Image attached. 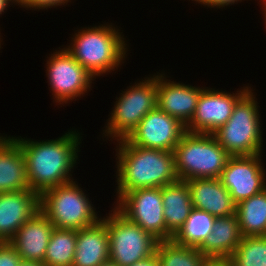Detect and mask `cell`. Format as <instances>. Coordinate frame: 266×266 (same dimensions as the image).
Listing matches in <instances>:
<instances>
[{
    "label": "cell",
    "mask_w": 266,
    "mask_h": 266,
    "mask_svg": "<svg viewBox=\"0 0 266 266\" xmlns=\"http://www.w3.org/2000/svg\"><path fill=\"white\" fill-rule=\"evenodd\" d=\"M262 2V6H263V8H262V10L264 11V16H265V24H266V0H261ZM266 27V26H265Z\"/></svg>",
    "instance_id": "obj_35"
},
{
    "label": "cell",
    "mask_w": 266,
    "mask_h": 266,
    "mask_svg": "<svg viewBox=\"0 0 266 266\" xmlns=\"http://www.w3.org/2000/svg\"><path fill=\"white\" fill-rule=\"evenodd\" d=\"M186 132V125L179 119L156 107L140 121L127 140L142 148L174 151Z\"/></svg>",
    "instance_id": "obj_13"
},
{
    "label": "cell",
    "mask_w": 266,
    "mask_h": 266,
    "mask_svg": "<svg viewBox=\"0 0 266 266\" xmlns=\"http://www.w3.org/2000/svg\"><path fill=\"white\" fill-rule=\"evenodd\" d=\"M103 25L78 30L71 44L65 47L95 79L117 70L127 57V44L122 32L114 25Z\"/></svg>",
    "instance_id": "obj_3"
},
{
    "label": "cell",
    "mask_w": 266,
    "mask_h": 266,
    "mask_svg": "<svg viewBox=\"0 0 266 266\" xmlns=\"http://www.w3.org/2000/svg\"><path fill=\"white\" fill-rule=\"evenodd\" d=\"M70 0H20L19 4L20 7H24L31 10L37 9H48L52 7H57L64 5L69 2Z\"/></svg>",
    "instance_id": "obj_28"
},
{
    "label": "cell",
    "mask_w": 266,
    "mask_h": 266,
    "mask_svg": "<svg viewBox=\"0 0 266 266\" xmlns=\"http://www.w3.org/2000/svg\"><path fill=\"white\" fill-rule=\"evenodd\" d=\"M156 256L158 266H203L208 260L198 248L182 246L172 240L159 241Z\"/></svg>",
    "instance_id": "obj_25"
},
{
    "label": "cell",
    "mask_w": 266,
    "mask_h": 266,
    "mask_svg": "<svg viewBox=\"0 0 266 266\" xmlns=\"http://www.w3.org/2000/svg\"><path fill=\"white\" fill-rule=\"evenodd\" d=\"M98 266H118V265L114 261H112L111 259H108V260L102 262Z\"/></svg>",
    "instance_id": "obj_34"
},
{
    "label": "cell",
    "mask_w": 266,
    "mask_h": 266,
    "mask_svg": "<svg viewBox=\"0 0 266 266\" xmlns=\"http://www.w3.org/2000/svg\"><path fill=\"white\" fill-rule=\"evenodd\" d=\"M250 89L251 87L244 86L237 93L231 94L205 87L198 98L194 116L186 125V131L213 134L228 121L236 103Z\"/></svg>",
    "instance_id": "obj_12"
},
{
    "label": "cell",
    "mask_w": 266,
    "mask_h": 266,
    "mask_svg": "<svg viewBox=\"0 0 266 266\" xmlns=\"http://www.w3.org/2000/svg\"><path fill=\"white\" fill-rule=\"evenodd\" d=\"M108 214L101 219L107 225L109 259L118 266H131L156 253L159 240L151 233L129 221L115 206Z\"/></svg>",
    "instance_id": "obj_8"
},
{
    "label": "cell",
    "mask_w": 266,
    "mask_h": 266,
    "mask_svg": "<svg viewBox=\"0 0 266 266\" xmlns=\"http://www.w3.org/2000/svg\"><path fill=\"white\" fill-rule=\"evenodd\" d=\"M228 259L231 266H266V236L243 237Z\"/></svg>",
    "instance_id": "obj_26"
},
{
    "label": "cell",
    "mask_w": 266,
    "mask_h": 266,
    "mask_svg": "<svg viewBox=\"0 0 266 266\" xmlns=\"http://www.w3.org/2000/svg\"><path fill=\"white\" fill-rule=\"evenodd\" d=\"M262 154L230 156L219 177L235 204L266 188Z\"/></svg>",
    "instance_id": "obj_11"
},
{
    "label": "cell",
    "mask_w": 266,
    "mask_h": 266,
    "mask_svg": "<svg viewBox=\"0 0 266 266\" xmlns=\"http://www.w3.org/2000/svg\"><path fill=\"white\" fill-rule=\"evenodd\" d=\"M81 187L72 180L40 195V211L54 228L78 230L96 224L101 217Z\"/></svg>",
    "instance_id": "obj_5"
},
{
    "label": "cell",
    "mask_w": 266,
    "mask_h": 266,
    "mask_svg": "<svg viewBox=\"0 0 266 266\" xmlns=\"http://www.w3.org/2000/svg\"><path fill=\"white\" fill-rule=\"evenodd\" d=\"M11 3H13L11 0H0V15L5 12L4 10H7Z\"/></svg>",
    "instance_id": "obj_33"
},
{
    "label": "cell",
    "mask_w": 266,
    "mask_h": 266,
    "mask_svg": "<svg viewBox=\"0 0 266 266\" xmlns=\"http://www.w3.org/2000/svg\"><path fill=\"white\" fill-rule=\"evenodd\" d=\"M243 238L236 214L216 217L212 232L198 248L208 259H228Z\"/></svg>",
    "instance_id": "obj_20"
},
{
    "label": "cell",
    "mask_w": 266,
    "mask_h": 266,
    "mask_svg": "<svg viewBox=\"0 0 266 266\" xmlns=\"http://www.w3.org/2000/svg\"><path fill=\"white\" fill-rule=\"evenodd\" d=\"M53 230V224L39 211L16 231L9 243L21 260L43 263Z\"/></svg>",
    "instance_id": "obj_16"
},
{
    "label": "cell",
    "mask_w": 266,
    "mask_h": 266,
    "mask_svg": "<svg viewBox=\"0 0 266 266\" xmlns=\"http://www.w3.org/2000/svg\"><path fill=\"white\" fill-rule=\"evenodd\" d=\"M31 190L26 161L12 137L0 136V193Z\"/></svg>",
    "instance_id": "obj_18"
},
{
    "label": "cell",
    "mask_w": 266,
    "mask_h": 266,
    "mask_svg": "<svg viewBox=\"0 0 266 266\" xmlns=\"http://www.w3.org/2000/svg\"><path fill=\"white\" fill-rule=\"evenodd\" d=\"M21 257L9 242H0V266H18Z\"/></svg>",
    "instance_id": "obj_27"
},
{
    "label": "cell",
    "mask_w": 266,
    "mask_h": 266,
    "mask_svg": "<svg viewBox=\"0 0 266 266\" xmlns=\"http://www.w3.org/2000/svg\"><path fill=\"white\" fill-rule=\"evenodd\" d=\"M80 137L76 130L46 141L12 137L23 152L31 190L41 195L48 189L74 180L71 171L80 152Z\"/></svg>",
    "instance_id": "obj_1"
},
{
    "label": "cell",
    "mask_w": 266,
    "mask_h": 266,
    "mask_svg": "<svg viewBox=\"0 0 266 266\" xmlns=\"http://www.w3.org/2000/svg\"><path fill=\"white\" fill-rule=\"evenodd\" d=\"M235 214L243 237L266 236V188L236 204Z\"/></svg>",
    "instance_id": "obj_22"
},
{
    "label": "cell",
    "mask_w": 266,
    "mask_h": 266,
    "mask_svg": "<svg viewBox=\"0 0 266 266\" xmlns=\"http://www.w3.org/2000/svg\"><path fill=\"white\" fill-rule=\"evenodd\" d=\"M117 142V200L135 189L163 187L178 180L173 151L142 148L127 139Z\"/></svg>",
    "instance_id": "obj_2"
},
{
    "label": "cell",
    "mask_w": 266,
    "mask_h": 266,
    "mask_svg": "<svg viewBox=\"0 0 266 266\" xmlns=\"http://www.w3.org/2000/svg\"><path fill=\"white\" fill-rule=\"evenodd\" d=\"M39 211L40 195L33 190L0 193V242H9Z\"/></svg>",
    "instance_id": "obj_14"
},
{
    "label": "cell",
    "mask_w": 266,
    "mask_h": 266,
    "mask_svg": "<svg viewBox=\"0 0 266 266\" xmlns=\"http://www.w3.org/2000/svg\"><path fill=\"white\" fill-rule=\"evenodd\" d=\"M215 219L210 213L193 207L189 217L171 240L182 246L199 248L212 232Z\"/></svg>",
    "instance_id": "obj_23"
},
{
    "label": "cell",
    "mask_w": 266,
    "mask_h": 266,
    "mask_svg": "<svg viewBox=\"0 0 266 266\" xmlns=\"http://www.w3.org/2000/svg\"><path fill=\"white\" fill-rule=\"evenodd\" d=\"M253 93L250 89L236 103L228 121L213 133L230 156L261 154L263 151L259 105Z\"/></svg>",
    "instance_id": "obj_6"
},
{
    "label": "cell",
    "mask_w": 266,
    "mask_h": 266,
    "mask_svg": "<svg viewBox=\"0 0 266 266\" xmlns=\"http://www.w3.org/2000/svg\"><path fill=\"white\" fill-rule=\"evenodd\" d=\"M179 180L219 178L230 155L213 134L186 132L174 151Z\"/></svg>",
    "instance_id": "obj_4"
},
{
    "label": "cell",
    "mask_w": 266,
    "mask_h": 266,
    "mask_svg": "<svg viewBox=\"0 0 266 266\" xmlns=\"http://www.w3.org/2000/svg\"><path fill=\"white\" fill-rule=\"evenodd\" d=\"M13 2V4L15 3V5L19 4L20 0H11Z\"/></svg>",
    "instance_id": "obj_37"
},
{
    "label": "cell",
    "mask_w": 266,
    "mask_h": 266,
    "mask_svg": "<svg viewBox=\"0 0 266 266\" xmlns=\"http://www.w3.org/2000/svg\"><path fill=\"white\" fill-rule=\"evenodd\" d=\"M194 208L204 210L215 217L235 214L236 204L219 178L187 180Z\"/></svg>",
    "instance_id": "obj_17"
},
{
    "label": "cell",
    "mask_w": 266,
    "mask_h": 266,
    "mask_svg": "<svg viewBox=\"0 0 266 266\" xmlns=\"http://www.w3.org/2000/svg\"><path fill=\"white\" fill-rule=\"evenodd\" d=\"M47 58L46 75L55 103L67 104L90 90L92 81L95 80L93 75L66 48H60Z\"/></svg>",
    "instance_id": "obj_9"
},
{
    "label": "cell",
    "mask_w": 266,
    "mask_h": 266,
    "mask_svg": "<svg viewBox=\"0 0 266 266\" xmlns=\"http://www.w3.org/2000/svg\"><path fill=\"white\" fill-rule=\"evenodd\" d=\"M115 208L159 241L166 240L162 187L139 188L126 192L117 200Z\"/></svg>",
    "instance_id": "obj_10"
},
{
    "label": "cell",
    "mask_w": 266,
    "mask_h": 266,
    "mask_svg": "<svg viewBox=\"0 0 266 266\" xmlns=\"http://www.w3.org/2000/svg\"><path fill=\"white\" fill-rule=\"evenodd\" d=\"M142 81V82H141ZM127 87L117 98L103 134L116 141L127 139L140 121L157 107V75Z\"/></svg>",
    "instance_id": "obj_7"
},
{
    "label": "cell",
    "mask_w": 266,
    "mask_h": 266,
    "mask_svg": "<svg viewBox=\"0 0 266 266\" xmlns=\"http://www.w3.org/2000/svg\"><path fill=\"white\" fill-rule=\"evenodd\" d=\"M76 241L77 230L54 228L43 264L45 266H72Z\"/></svg>",
    "instance_id": "obj_24"
},
{
    "label": "cell",
    "mask_w": 266,
    "mask_h": 266,
    "mask_svg": "<svg viewBox=\"0 0 266 266\" xmlns=\"http://www.w3.org/2000/svg\"><path fill=\"white\" fill-rule=\"evenodd\" d=\"M18 266H45L43 263L21 260Z\"/></svg>",
    "instance_id": "obj_32"
},
{
    "label": "cell",
    "mask_w": 266,
    "mask_h": 266,
    "mask_svg": "<svg viewBox=\"0 0 266 266\" xmlns=\"http://www.w3.org/2000/svg\"><path fill=\"white\" fill-rule=\"evenodd\" d=\"M203 266H231L229 259H208Z\"/></svg>",
    "instance_id": "obj_31"
},
{
    "label": "cell",
    "mask_w": 266,
    "mask_h": 266,
    "mask_svg": "<svg viewBox=\"0 0 266 266\" xmlns=\"http://www.w3.org/2000/svg\"><path fill=\"white\" fill-rule=\"evenodd\" d=\"M242 2V0H240ZM239 0H206V6H210V8H220L228 5H232L234 3H238Z\"/></svg>",
    "instance_id": "obj_29"
},
{
    "label": "cell",
    "mask_w": 266,
    "mask_h": 266,
    "mask_svg": "<svg viewBox=\"0 0 266 266\" xmlns=\"http://www.w3.org/2000/svg\"><path fill=\"white\" fill-rule=\"evenodd\" d=\"M192 1H196V3H201L202 5H206V0H192Z\"/></svg>",
    "instance_id": "obj_36"
},
{
    "label": "cell",
    "mask_w": 266,
    "mask_h": 266,
    "mask_svg": "<svg viewBox=\"0 0 266 266\" xmlns=\"http://www.w3.org/2000/svg\"><path fill=\"white\" fill-rule=\"evenodd\" d=\"M157 73V107L187 125L194 116L198 98L204 87L176 83Z\"/></svg>",
    "instance_id": "obj_15"
},
{
    "label": "cell",
    "mask_w": 266,
    "mask_h": 266,
    "mask_svg": "<svg viewBox=\"0 0 266 266\" xmlns=\"http://www.w3.org/2000/svg\"><path fill=\"white\" fill-rule=\"evenodd\" d=\"M131 266H158V259L156 253L148 257L147 259L134 263Z\"/></svg>",
    "instance_id": "obj_30"
},
{
    "label": "cell",
    "mask_w": 266,
    "mask_h": 266,
    "mask_svg": "<svg viewBox=\"0 0 266 266\" xmlns=\"http://www.w3.org/2000/svg\"><path fill=\"white\" fill-rule=\"evenodd\" d=\"M163 214L166 224V240L184 224L193 208L187 181L177 180L162 187Z\"/></svg>",
    "instance_id": "obj_21"
},
{
    "label": "cell",
    "mask_w": 266,
    "mask_h": 266,
    "mask_svg": "<svg viewBox=\"0 0 266 266\" xmlns=\"http://www.w3.org/2000/svg\"><path fill=\"white\" fill-rule=\"evenodd\" d=\"M109 259V235L106 223L78 229L72 266H98Z\"/></svg>",
    "instance_id": "obj_19"
}]
</instances>
